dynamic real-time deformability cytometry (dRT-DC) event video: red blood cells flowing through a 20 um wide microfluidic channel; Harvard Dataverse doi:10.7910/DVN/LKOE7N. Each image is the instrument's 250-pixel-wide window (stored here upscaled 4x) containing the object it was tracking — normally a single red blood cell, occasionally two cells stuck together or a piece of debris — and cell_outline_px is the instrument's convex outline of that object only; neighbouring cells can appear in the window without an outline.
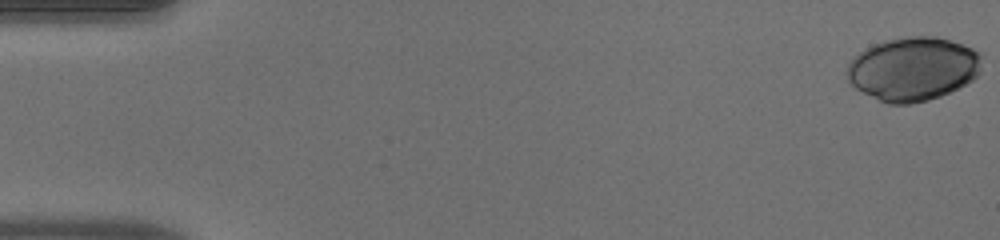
{"species": "human", "species_latin": "Homo sapiens", "temperature_condition": "warm", "stored_images_in_passage": 51, "camera_frame_rate_fps": 3000, "um_per_image_px": 0.085, "donor": {"sex": "male"}, "frame": {"image": 1, "passage_image": 1, "time_ms": 0.0, "image_size_px": [1000, 240], "cell_outline_px": [[980, 72], [972, 80], [940, 96], [928, 100], [908, 104], [888, 104], [848, 84], [844, 72], [848, 60], [852, 56], [864, 48], [872, 44], [884, 40], [908, 36], [936, 36], [972, 48], [980, 56]], "centroid_in_image_um": [77.51, 5.84], "position_along_channel_um": 7.5, "area_um2": 50.23}}
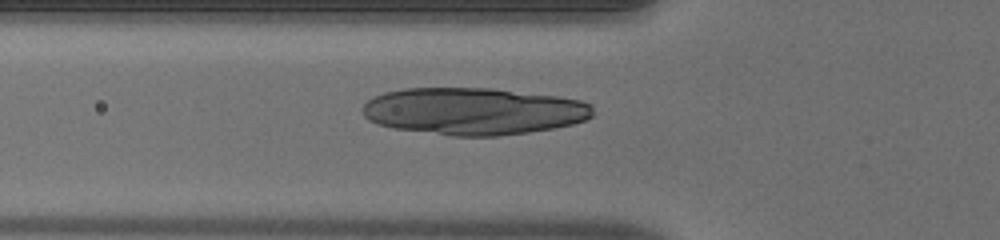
{"frame": {"image": 2, "passage_image": 19, "time_ms": 6.0, "image_size_px": [1000, 240], "cell_outline_px": [[592, 116], [584, 120], [572, 124], [552, 128], [528, 132], [496, 136], [452, 136], [392, 128], [368, 120], [364, 116], [360, 108], [368, 100], [384, 92], [404, 88], [492, 88], [560, 96], [580, 100], [592, 104]], "centroid_in_image_um": [40.23, 9.44], "position_along_channel_um": 85.6, "area_um2": 63.46}}
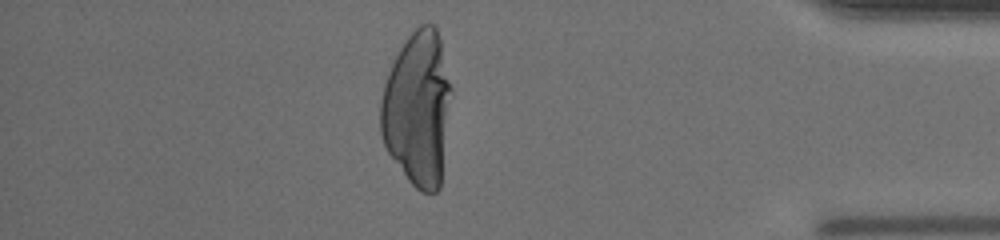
{"frame": {"image": 3, "passage_image": 45, "time_ms": 14.667, "image_size_px": [1000, 240], "cell_outline_px": [[452, 92], [440, 188], [436, 192], [420, 192], [408, 180], [388, 152], [384, 144], [380, 132], [380, 100], [384, 84], [388, 72], [400, 48], [408, 36], [420, 24], [436, 24], [452, 88]], "centroid_in_image_um": [35.51, 9.23], "position_along_channel_um": 399.7, "area_um2": 63.81}}